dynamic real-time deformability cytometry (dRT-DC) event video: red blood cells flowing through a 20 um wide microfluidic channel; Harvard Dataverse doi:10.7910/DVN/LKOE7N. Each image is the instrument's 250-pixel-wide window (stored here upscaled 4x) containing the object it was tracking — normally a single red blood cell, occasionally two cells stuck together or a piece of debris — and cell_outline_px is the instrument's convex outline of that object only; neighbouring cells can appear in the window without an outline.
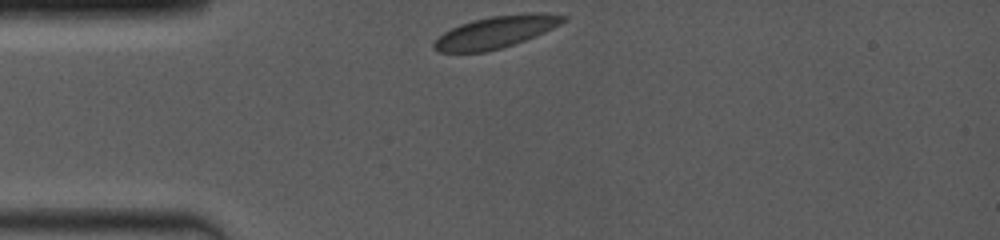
{"species": "common noctule bat (a hibernating species)", "species_latin": "Nyctalus noctula", "temperature_condition": "room temperature", "stored_images_in_passage": 6, "camera_frame_rate_fps": 4000, "um_per_image_px": 0.085, "animal": {"sex": "female", "body_mass_g": 19.0, "forearm_length_mm": 53.3}, "frame": {"image": 1, "passage_image": 1, "time_ms": 0.0, "image_size_px": [1000, 240], "cell_outline_px": [[568, 20], [536, 36], [500, 48], [484, 52], [440, 52], [432, 48], [432, 44], [444, 32], [460, 24], [472, 20], [492, 16], [524, 12], [544, 12], [568, 16]], "centroid_in_image_um": [42.18, 2.7], "position_along_channel_um": 42.8, "area_um2": 24.16}}
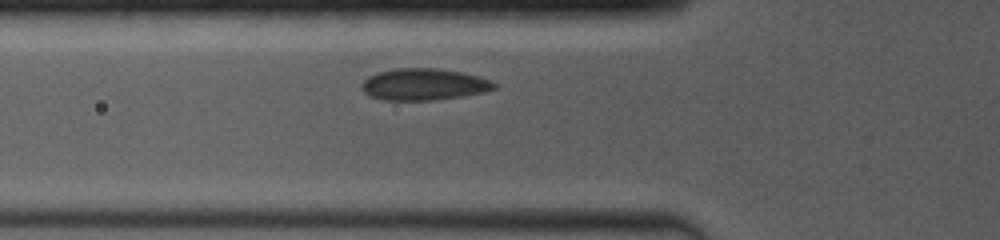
{"frame": {"image": 2, "passage_image": 5, "time_ms": 1.75, "image_size_px": [1000, 240], "cell_outline_px": [[500, 84], [496, 88], [484, 92], [460, 96], [432, 100], [380, 100], [368, 96], [360, 88], [360, 84], [368, 76], [380, 72], [396, 68], [436, 68], [460, 72], [476, 76]], "centroid_in_image_um": [35.98, 7.18], "position_along_channel_um": 89.8, "area_um2": 24.45}}